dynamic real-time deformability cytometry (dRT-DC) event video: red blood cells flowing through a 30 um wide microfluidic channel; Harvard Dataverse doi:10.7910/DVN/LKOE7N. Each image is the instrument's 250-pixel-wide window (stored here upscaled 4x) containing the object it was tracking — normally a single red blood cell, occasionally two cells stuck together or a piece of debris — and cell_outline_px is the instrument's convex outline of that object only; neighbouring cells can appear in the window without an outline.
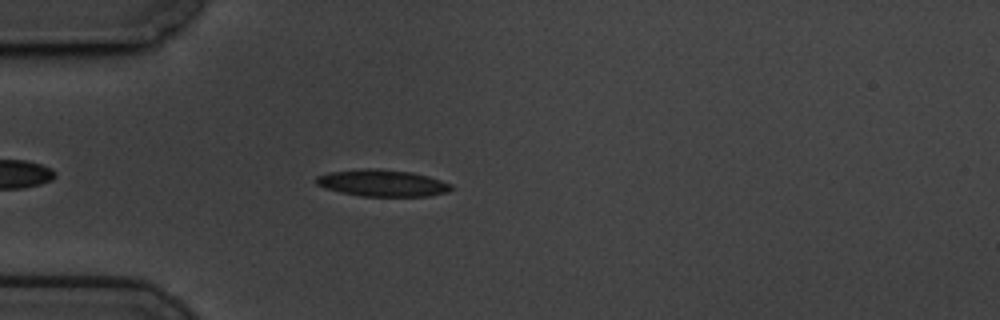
{"species": "common noctule bat (a hibernating species)", "species_latin": "Nyctalus noctula", "temperature_condition": "cold", "stored_images_in_passage": 47, "camera_frame_rate_fps": 3000, "um_per_image_px": 0.085, "animal": {"sex": "male", "body_mass_g": 19.5, "forearm_length_mm": 54.6}, "frame": {"image": 1, "passage_image": 8, "time_ms": 2.333, "image_size_px": [1000, 320], "cell_outline_px": [[456, 188], [448, 192], [428, 196], [360, 196], [340, 192], [324, 188], [316, 184], [316, 176], [328, 172], [364, 168], [376, 168], [412, 172], [428, 176], [452, 184]], "centroid_in_image_um": [32.51, 15.56], "position_along_channel_um": 52.5, "area_um2": 21.27}}
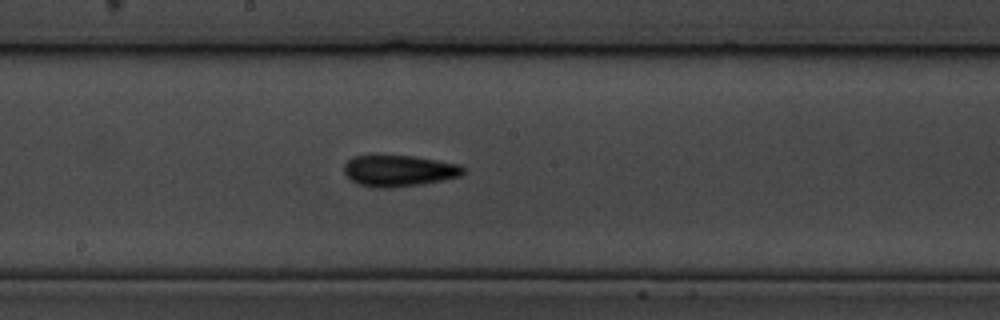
{"frame": {"image": 2, "passage_image": 23, "time_ms": 7.333, "image_size_px": [1000, 320], "cell_outline_px": [[468, 172], [460, 176], [444, 180], [420, 184], [392, 188], [376, 188], [356, 184], [344, 172], [344, 164], [352, 156], [416, 156], [460, 164]], "centroid_in_image_um": [33.94, 14.52], "position_along_channel_um": 214.3, "area_um2": 21.91}}
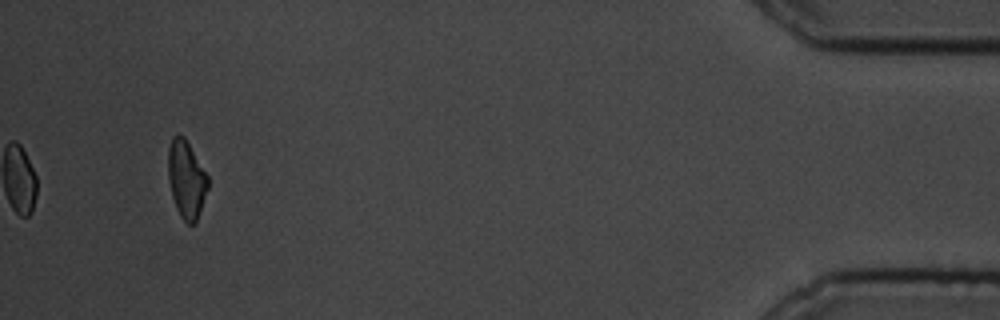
{"frame": {"image": 3, "passage_image": 47, "time_ms": 15.333, "image_size_px": [1000, 320], "cell_outline_px": [[208, 188], [196, 220], [192, 224], [188, 224], [180, 216], [176, 208], [172, 196], [168, 180], [168, 148], [172, 136], [184, 136], [208, 176]], "centroid_in_image_um": [15.82, 15.23], "position_along_channel_um": 419.4, "area_um2": 17.74}, "authors_computed_cell_mechanics": {"area_um2": 20.2878, "velocity_mm_per_s": 3.4399, "shape_relaxation_time_tau1_ms": 5.2019, "shape_relaxation_time_tau2_ms": 6.8058, "deformation_change_tau1": 0.1327, "deformation_change_tau2": 0.1688}}